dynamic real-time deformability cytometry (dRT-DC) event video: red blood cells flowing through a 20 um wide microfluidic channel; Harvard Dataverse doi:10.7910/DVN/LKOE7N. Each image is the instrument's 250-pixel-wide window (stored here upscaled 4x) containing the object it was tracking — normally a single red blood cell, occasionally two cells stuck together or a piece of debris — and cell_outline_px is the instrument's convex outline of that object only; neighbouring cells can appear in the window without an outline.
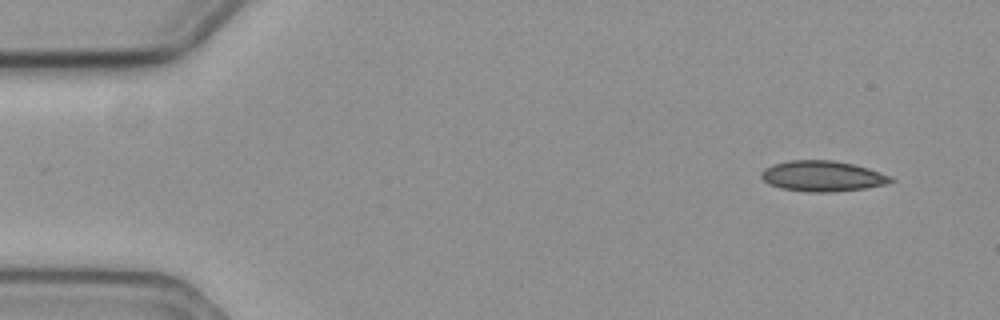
{"species": "common noctule bat (a hibernating species)", "species_latin": "Nyctalus noctula", "temperature_condition": "cold", "stored_images_in_passage": 54, "camera_frame_rate_fps": 3000, "um_per_image_px": 0.085, "animal": {"sex": "female", "body_mass_g": 19.3, "forearm_length_mm": 54.1}, "frame": {"image": 1, "passage_image": 1, "time_ms": 0.0, "image_size_px": [1000, 320], "cell_outline_px": [[896, 180], [888, 184], [864, 188], [832, 192], [808, 192], [780, 188], [768, 184], [760, 176], [760, 172], [764, 168], [772, 164], [788, 160], [836, 160], [868, 168], [892, 176]], "centroid_in_image_um": [69.9, 14.97], "position_along_channel_um": 15.1, "area_um2": 23.35}}
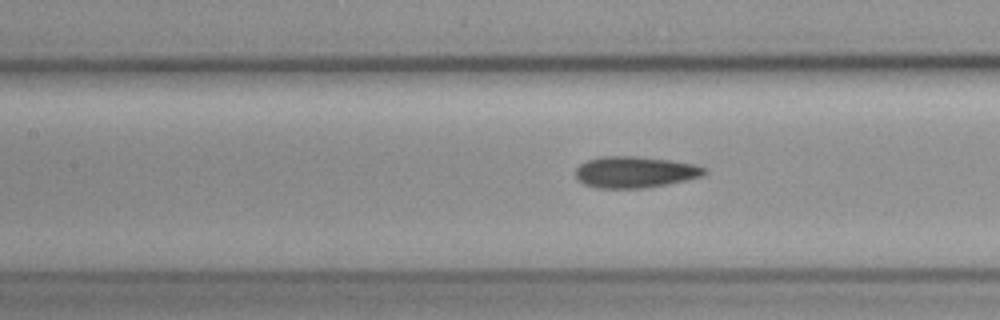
{"frame": {"image": 2, "passage_image": 22, "time_ms": 7.0, "image_size_px": [1000, 320], "cell_outline_px": [[708, 172], [704, 176], [668, 184], [644, 188], [596, 188], [584, 184], [576, 180], [576, 168], [580, 164], [588, 160], [600, 156], [636, 156], [672, 160], [696, 164], [708, 168]], "centroid_in_image_um": [54.01, 14.62], "position_along_channel_um": 153.4, "area_um2": 23.93}}
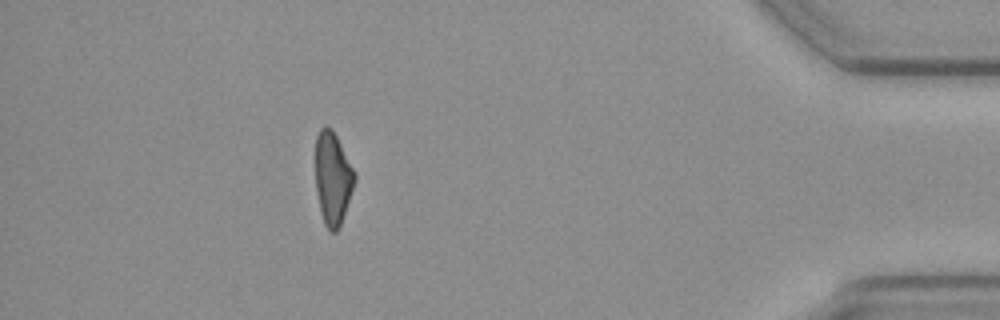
{"frame": {"image": 3, "passage_image": 48, "time_ms": 15.667, "image_size_px": [1000, 320], "cell_outline_px": [[356, 180], [340, 224], [336, 232], [328, 232], [324, 224], [320, 212], [316, 188], [316, 136], [320, 128], [332, 128], [356, 172]], "centroid_in_image_um": [28.28, 15.17], "position_along_channel_um": 406.9, "area_um2": 21.1}, "authors_computed_cell_mechanics": {"area_um2": 22.7732, "velocity_mm_per_s": 3.577, "shape_relaxation_time_tau1_ms": 9.2878, "shape_relaxation_time_tau2_ms": 7.7573, "deformation_change_tau1": 0.1631, "deformation_change_tau2": 0.1566}}